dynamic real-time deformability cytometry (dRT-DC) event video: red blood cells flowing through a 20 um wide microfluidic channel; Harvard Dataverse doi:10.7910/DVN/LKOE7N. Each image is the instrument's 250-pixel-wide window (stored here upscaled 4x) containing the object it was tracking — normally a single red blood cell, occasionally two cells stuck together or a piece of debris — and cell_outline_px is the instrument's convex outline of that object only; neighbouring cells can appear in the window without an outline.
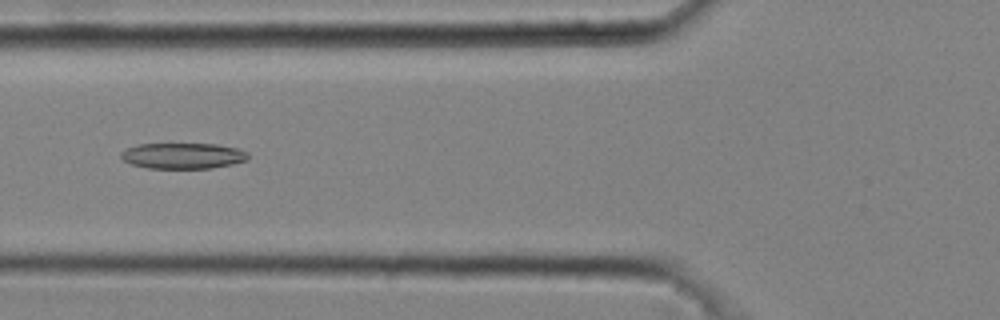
{"species": "common noctule bat (a hibernating species)", "species_latin": "Nyctalus noctula", "temperature_condition": "cold", "stored_images_in_passage": 21, "camera_frame_rate_fps": 3000, "um_per_image_px": 0.085, "animal": {"sex": "male", "body_mass_g": 20.4}, "frame": {"image": 1, "passage_image": 4, "time_ms": 1.0, "image_size_px": [1000, 320], "cell_outline_px": [[248, 160], [232, 164], [212, 168], [148, 168], [132, 164], [124, 160], [120, 156], [120, 152], [128, 148], [140, 144], [216, 144], [236, 148], [248, 152]], "centroid_in_image_um": [15.57, 13.24], "position_along_channel_um": 110.2, "area_um2": 19.02}}
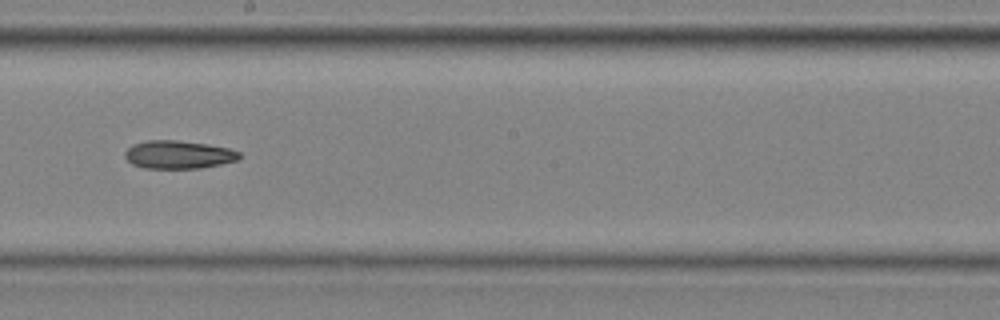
{"frame": {"image": 2, "passage_image": 13, "time_ms": 4.0, "image_size_px": [1000, 320], "cell_outline_px": [[240, 156], [236, 160], [220, 164], [200, 168], [144, 168], [132, 164], [124, 156], [124, 152], [132, 144], [148, 140], [176, 140], [208, 144], [228, 148], [240, 152]], "centroid_in_image_um": [15.13, 13.14], "position_along_channel_um": 233.1, "area_um2": 18.67}}
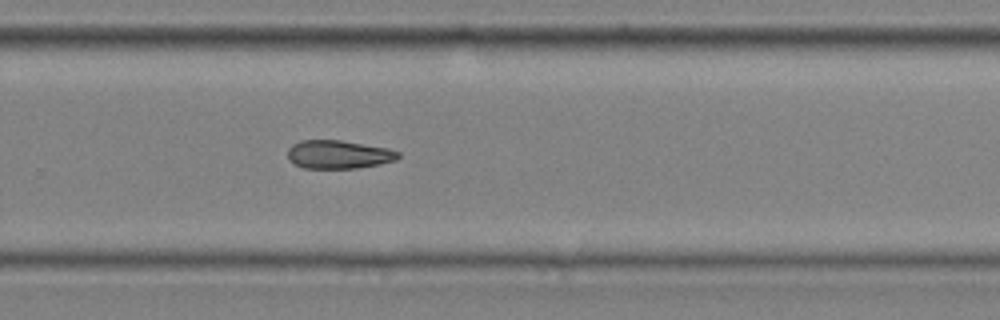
{"frame": {"image": 3, "passage_image": 18, "time_ms": 5.667, "image_size_px": [1000, 320], "cell_outline_px": [[400, 156], [396, 160], [380, 164], [356, 168], [304, 168], [296, 164], [288, 156], [288, 148], [292, 144], [300, 140], [340, 140], [388, 148], [400, 152]], "centroid_in_image_um": [28.8, 13.12], "position_along_channel_um": 301.0, "area_um2": 18.21}}